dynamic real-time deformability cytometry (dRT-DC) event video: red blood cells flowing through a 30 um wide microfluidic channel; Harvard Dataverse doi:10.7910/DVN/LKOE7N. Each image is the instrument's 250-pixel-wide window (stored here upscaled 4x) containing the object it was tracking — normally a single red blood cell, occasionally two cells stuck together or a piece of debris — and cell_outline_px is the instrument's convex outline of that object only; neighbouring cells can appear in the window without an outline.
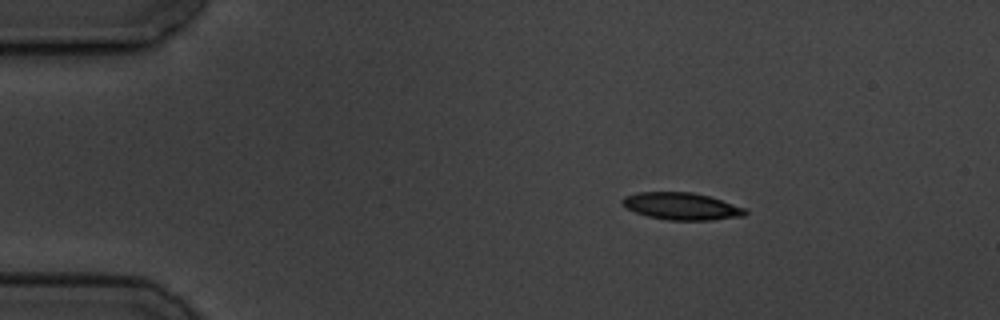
{"species": "common noctule bat (a hibernating species)", "species_latin": "Nyctalus noctula", "temperature_condition": "cold", "stored_images_in_passage": 3, "camera_frame_rate_fps": 3000, "um_per_image_px": 0.085, "animal": {"sex": "male", "body_mass_g": 19.5, "forearm_length_mm": 54.6}, "frame": {"image": 1, "passage_image": 2, "time_ms": 1.0, "image_size_px": [1000, 320], "cell_outline_px": [[748, 212], [744, 216], [712, 220], [668, 220], [648, 216], [636, 212], [628, 208], [620, 200], [624, 196], [636, 192], [692, 192], [708, 196], [744, 208]], "centroid_in_image_um": [57.91, 17.53], "position_along_channel_um": 27.1, "area_um2": 19.25}}